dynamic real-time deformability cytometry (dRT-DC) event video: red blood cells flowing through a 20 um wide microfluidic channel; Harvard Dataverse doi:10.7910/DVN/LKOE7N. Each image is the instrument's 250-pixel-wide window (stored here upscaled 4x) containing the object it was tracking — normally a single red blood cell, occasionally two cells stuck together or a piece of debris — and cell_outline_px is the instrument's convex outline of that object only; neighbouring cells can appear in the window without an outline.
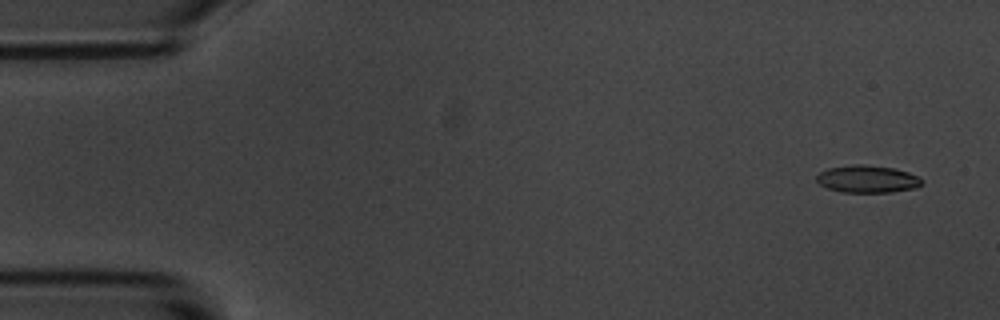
{"species": "common noctule bat (a hibernating species)", "species_latin": "Nyctalus noctula", "temperature_condition": "room temperature", "stored_images_in_passage": 56, "camera_frame_rate_fps": 3000, "um_per_image_px": 0.085, "animal": {"sex": "male", "body_mass_g": 20.1, "forearm_length_mm": 53.5}, "frame": {"image": 1, "passage_image": 3, "time_ms": 0.667, "image_size_px": [1000, 320], "cell_outline_px": [[924, 184], [916, 188], [892, 192], [840, 192], [828, 188], [820, 184], [816, 180], [816, 176], [820, 172], [828, 168], [852, 164], [864, 164], [892, 168], [908, 172], [924, 180]], "centroid_in_image_um": [73.74, 15.22], "position_along_channel_um": 11.3, "area_um2": 16.88}}
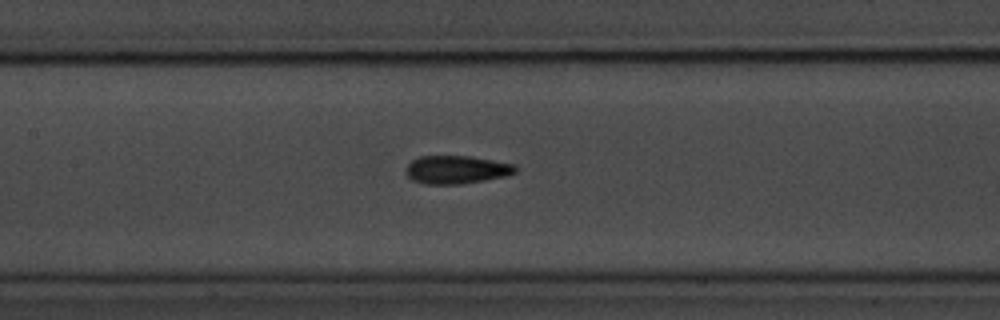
{"frame": {"image": 2, "passage_image": 26, "time_ms": 8.333, "image_size_px": [1000, 320], "cell_outline_px": [[516, 172], [504, 176], [484, 180], [460, 184], [424, 184], [412, 180], [404, 172], [404, 168], [412, 160], [420, 156], [468, 156], [516, 164]], "centroid_in_image_um": [38.75, 14.42], "position_along_channel_um": 168.6, "area_um2": 17.98}}
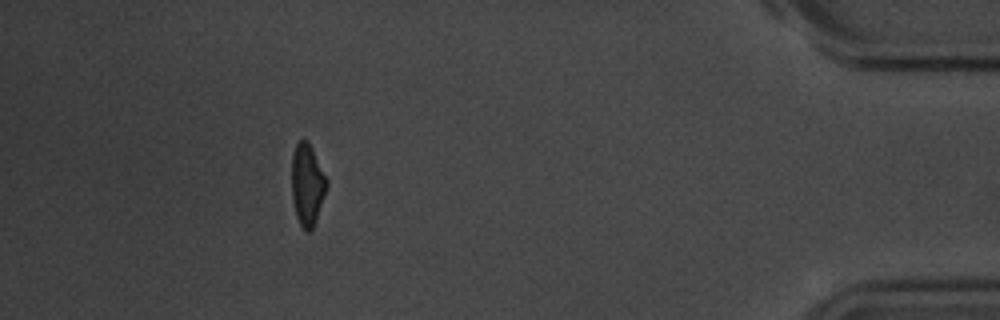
{"frame": {"image": 3, "passage_image": 51, "time_ms": 16.667, "image_size_px": [1000, 320], "cell_outline_px": [[328, 184], [316, 220], [312, 228], [308, 232], [300, 224], [296, 216], [292, 196], [292, 156], [296, 144], [300, 140], [308, 140], [328, 180]], "centroid_in_image_um": [26.12, 15.67], "position_along_channel_um": 409.1, "area_um2": 16.47}, "authors_computed_cell_mechanics": {"area_um2": 17.2822, "velocity_mm_per_s": 3.5658, "shape_relaxation_time_tau1_ms": 4.2897, "shape_relaxation_time_tau2_ms": 3.5923, "deformation_change_tau1": 0.1524, "deformation_change_tau2": 0.1043}}